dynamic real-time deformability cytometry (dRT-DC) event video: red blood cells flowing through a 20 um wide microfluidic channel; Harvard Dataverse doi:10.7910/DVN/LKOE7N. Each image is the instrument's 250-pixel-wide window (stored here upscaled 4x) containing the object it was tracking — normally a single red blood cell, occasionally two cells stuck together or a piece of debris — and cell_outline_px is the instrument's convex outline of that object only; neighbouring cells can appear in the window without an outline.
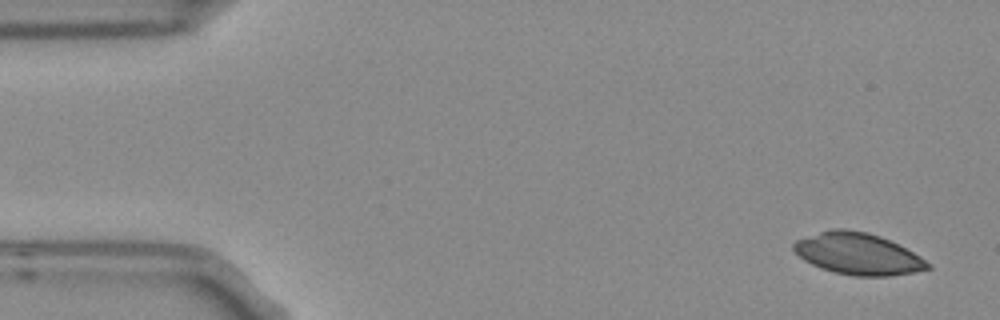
{"species": "Egyptian fruit bat (a non-hibernating species)", "species_latin": "Rousettus aegyptiacus", "temperature_condition": "room temperature", "stored_images_in_passage": 5, "segment_of_instrument_passage": [2, 2], "camera_frame_rate_fps": 3000, "um_per_image_px": 0.085, "frame": {"image": 1, "passage_image": 5, "time_ms": 1.333, "image_size_px": [1000, 320], "cell_outline_px": [[932, 268], [912, 272], [888, 276], [852, 276], [820, 268], [804, 260], [792, 248], [792, 244], [796, 240], [832, 228], [844, 228], [868, 232], [880, 236], [920, 256], [932, 264]], "centroid_in_image_um": [72.92, 21.57], "position_along_channel_um": 12.1, "area_um2": 32.31}}